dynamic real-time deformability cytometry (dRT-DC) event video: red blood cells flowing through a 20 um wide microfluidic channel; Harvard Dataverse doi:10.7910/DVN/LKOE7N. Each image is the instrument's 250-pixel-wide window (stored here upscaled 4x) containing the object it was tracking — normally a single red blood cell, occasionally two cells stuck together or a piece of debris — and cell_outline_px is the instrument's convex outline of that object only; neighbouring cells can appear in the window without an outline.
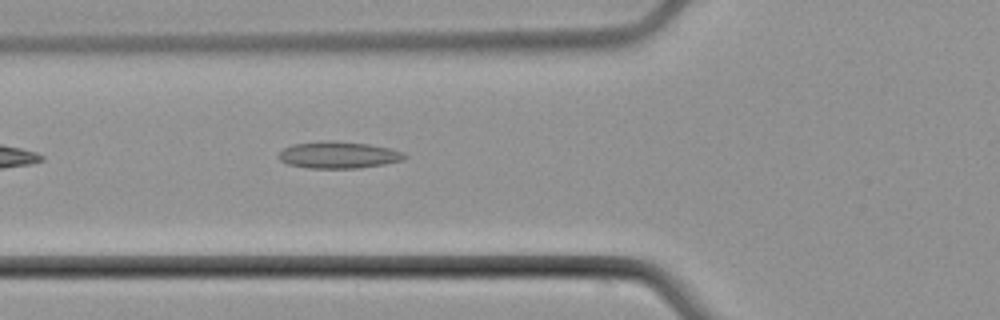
{"species": "common noctule bat (a hibernating species)", "species_latin": "Nyctalus noctula", "temperature_condition": "cold", "stored_images_in_passage": 3, "camera_frame_rate_fps": 3000, "um_per_image_px": 0.085, "animal": {"sex": "male", "body_mass_g": 21.5, "forearm_length_mm": 52.0}, "frame": {"image": 1, "passage_image": 3, "time_ms": 2.333, "image_size_px": [1000, 320], "cell_outline_px": [[408, 156], [404, 160], [384, 164], [360, 168], [308, 168], [288, 164], [280, 160], [280, 152], [284, 148], [292, 144], [320, 140], [332, 140], [368, 144], [388, 148], [404, 152]], "centroid_in_image_um": [28.78, 13.16], "position_along_channel_um": 97.0, "area_um2": 19.77}}